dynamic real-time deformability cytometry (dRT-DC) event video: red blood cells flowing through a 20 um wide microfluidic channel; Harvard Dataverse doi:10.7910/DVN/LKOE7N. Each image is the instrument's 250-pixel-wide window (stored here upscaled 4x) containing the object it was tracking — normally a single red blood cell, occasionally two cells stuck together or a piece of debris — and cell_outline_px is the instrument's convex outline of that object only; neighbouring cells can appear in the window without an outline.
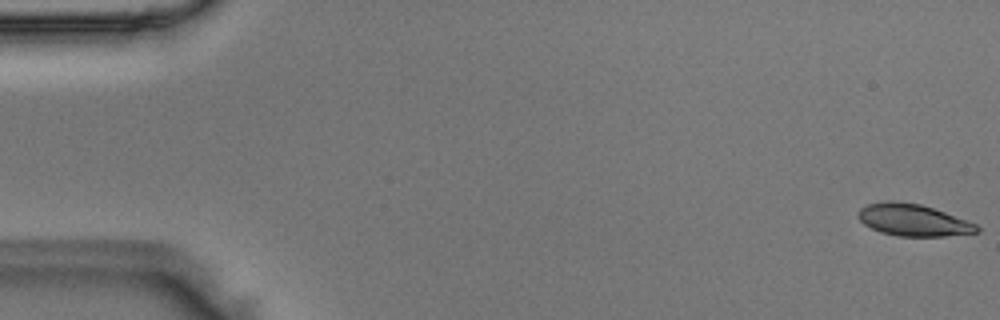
{"species": "Egyptian fruit bat (a non-hibernating species)", "species_latin": "Rousettus aegyptiacus", "temperature_condition": "room temperature", "stored_images_in_passage": 14, "camera_frame_rate_fps": 3000, "um_per_image_px": 0.085, "animal": {"sex": "male"}, "frame": {"image": 1, "passage_image": 1, "time_ms": 0.0, "image_size_px": [1000, 320], "cell_outline_px": [[980, 232], [944, 236], [896, 236], [880, 232], [864, 224], [856, 216], [856, 212], [860, 208], [868, 204], [920, 204], [944, 212], [976, 224], [980, 228]], "centroid_in_image_um": [77.64, 18.76], "position_along_channel_um": 7.4, "area_um2": 21.21}}
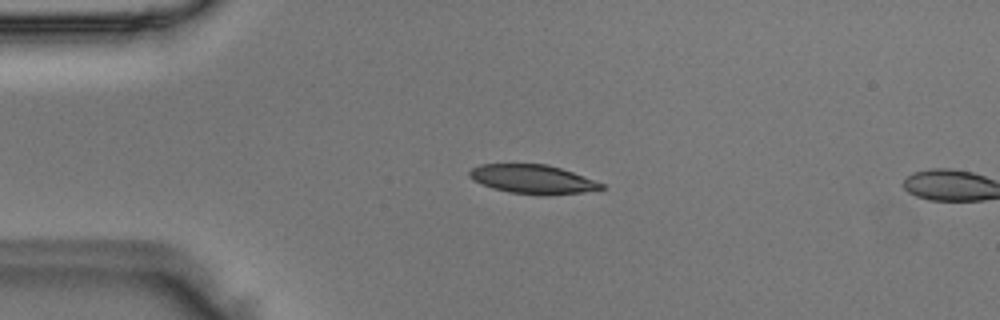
{"frame": {"image": 2, "passage_image": 12, "time_ms": 3.667, "image_size_px": [1000, 320], "cell_outline_px": [[604, 188], [580, 192], [508, 192], [492, 188], [472, 180], [468, 176], [468, 172], [472, 168], [480, 164], [548, 164], [572, 172], [604, 184]], "centroid_in_image_um": [45.17, 15.17], "position_along_channel_um": 39.8, "area_um2": 21.15}}